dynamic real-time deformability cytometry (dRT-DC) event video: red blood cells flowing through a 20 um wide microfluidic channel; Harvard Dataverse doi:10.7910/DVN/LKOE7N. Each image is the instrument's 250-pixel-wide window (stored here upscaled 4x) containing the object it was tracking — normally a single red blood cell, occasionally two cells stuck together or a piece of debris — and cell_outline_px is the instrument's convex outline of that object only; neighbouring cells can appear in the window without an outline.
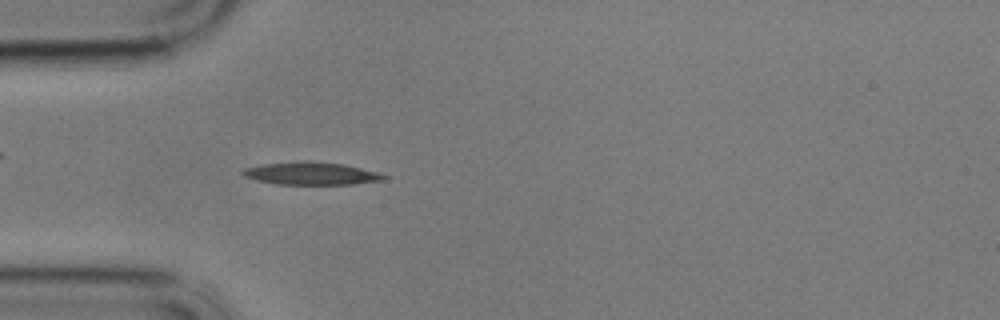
{"species": "common noctule bat (a hibernating species)", "species_latin": "Nyctalus noctula", "temperature_condition": "cold", "stored_images_in_passage": 10, "camera_frame_rate_fps": 3000, "um_per_image_px": 0.085, "animal": {"sex": "male", "body_mass_g": 17.9}, "frame": {"image": 1, "passage_image": 3, "time_ms": 0.667, "image_size_px": [1000, 320], "cell_outline_px": [[388, 176], [384, 180], [352, 184], [276, 184], [256, 180], [244, 176], [240, 172], [244, 168], [260, 164], [304, 160], [308, 160], [344, 164], [376, 172]], "centroid_in_image_um": [26.4, 14.73], "position_along_channel_um": 58.6, "area_um2": 18.73}}
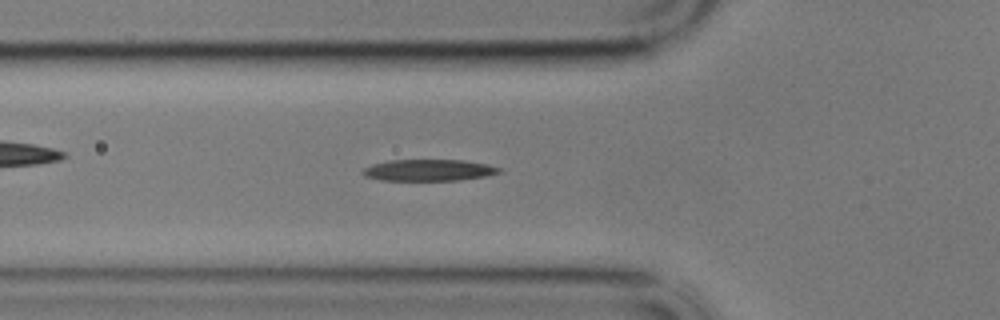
{"frame": {"image": 2, "passage_image": 6, "time_ms": 1.667, "image_size_px": [1000, 320], "cell_outline_px": [[504, 172], [488, 176], [460, 180], [380, 180], [364, 176], [360, 172], [364, 168], [372, 164], [388, 160], [464, 160], [488, 164], [500, 168]], "centroid_in_image_um": [36.47, 14.46], "position_along_channel_um": 89.3, "area_um2": 17.28}}